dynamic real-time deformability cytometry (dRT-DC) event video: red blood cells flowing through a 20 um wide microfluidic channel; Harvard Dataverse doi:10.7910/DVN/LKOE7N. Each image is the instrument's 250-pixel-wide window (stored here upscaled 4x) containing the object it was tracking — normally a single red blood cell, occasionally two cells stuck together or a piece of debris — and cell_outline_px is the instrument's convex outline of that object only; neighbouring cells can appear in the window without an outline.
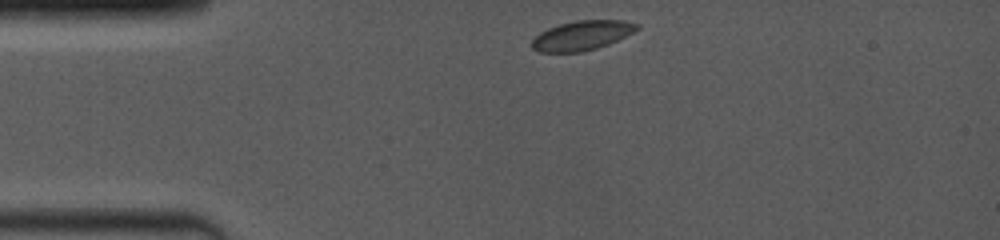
{"species": "common noctule bat (a hibernating species)", "species_latin": "Nyctalus noctula", "temperature_condition": "room temperature", "stored_images_in_passage": 54, "camera_frame_rate_fps": 4000, "um_per_image_px": 0.085, "animal": {"sex": "female", "body_mass_g": 19.0, "forearm_length_mm": 53.3}, "frame": {"image": 1, "passage_image": 1, "time_ms": 0.0, "image_size_px": [1000, 240], "cell_outline_px": [[640, 28], [608, 44], [596, 48], [580, 52], [540, 52], [532, 48], [532, 40], [540, 32], [548, 28], [560, 24], [576, 20], [624, 20], [640, 24]], "centroid_in_image_um": [49.46, 3.0], "position_along_channel_um": 35.5, "area_um2": 17.92}}
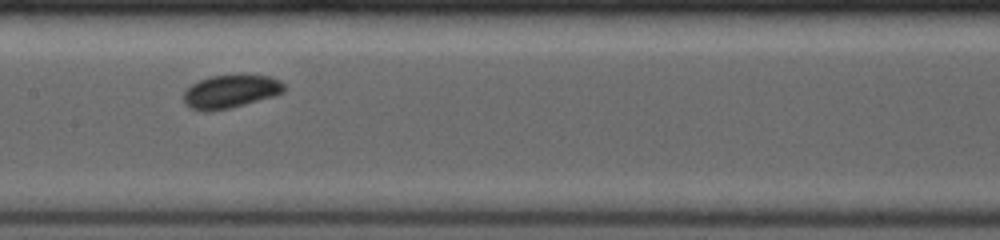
{"frame": {"image": 2, "passage_image": 23, "time_ms": 4.75, "image_size_px": [1000, 240], "cell_outline_px": [[284, 92], [276, 96], [228, 108], [208, 112], [204, 112], [188, 108], [184, 104], [184, 92], [192, 84], [200, 80], [212, 76], [268, 76], [280, 80], [284, 84]], "centroid_in_image_um": [19.58, 7.81], "position_along_channel_um": 187.8, "area_um2": 19.25}}
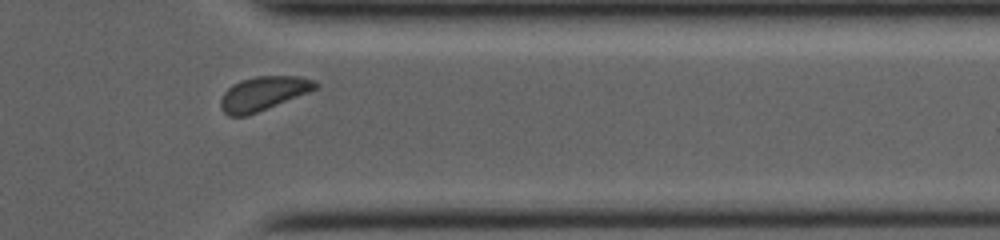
{"frame": {"image": 3, "passage_image": 47, "time_ms": 9.75, "image_size_px": [1000, 240], "cell_outline_px": [[320, 88], [248, 116], [228, 116], [220, 108], [220, 100], [224, 92], [232, 84], [240, 80], [256, 76], [300, 76], [316, 80], [320, 84]], "centroid_in_image_um": [22.41, 7.94], "position_along_channel_um": 389.0, "area_um2": 19.13}, "authors_computed_cell_mechanics": {"area_um2": 18.8139, "velocity_mm_per_s": 4.0085, "shape_relaxation_time_tau1_ms": 5.9873, "shape_relaxation_time_tau2_ms": null, "deformation_change_tau1": 0.1236, "deformation_change_tau2": null}}